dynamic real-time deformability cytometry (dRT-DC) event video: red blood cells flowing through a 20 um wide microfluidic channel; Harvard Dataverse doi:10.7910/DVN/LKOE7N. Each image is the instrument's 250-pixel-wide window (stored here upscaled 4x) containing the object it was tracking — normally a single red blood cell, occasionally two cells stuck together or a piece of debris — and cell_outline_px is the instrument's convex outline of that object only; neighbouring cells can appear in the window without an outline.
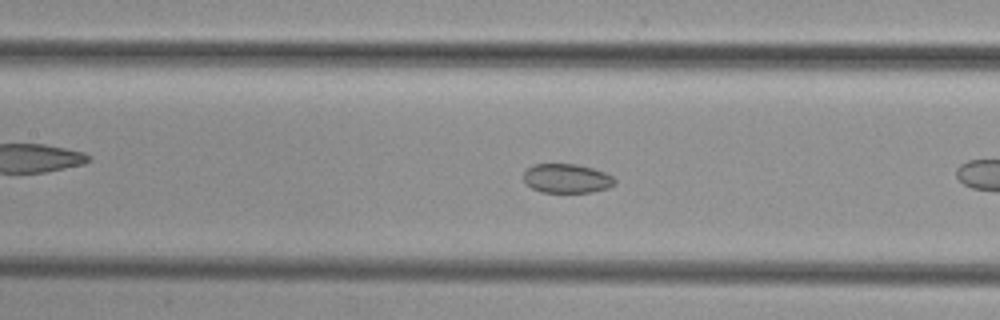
{"species": "common noctule bat (a hibernating species)", "species_latin": "Nyctalus noctula", "temperature_condition": "cold", "stored_images_in_passage": 32, "camera_frame_rate_fps": 3000, "um_per_image_px": 0.085, "animal": {"sex": "female", "body_mass_g": 29.2, "forearm_length_mm": 56.3}, "frame": {"image": 1, "passage_image": 5, "time_ms": 1.333, "image_size_px": [1000, 320], "cell_outline_px": [[616, 184], [608, 188], [592, 192], [540, 192], [532, 188], [524, 180], [524, 172], [532, 164], [576, 164], [592, 168], [604, 172], [612, 176], [616, 180]], "centroid_in_image_um": [48.19, 15.17], "position_along_channel_um": 159.2, "area_um2": 15.49}}
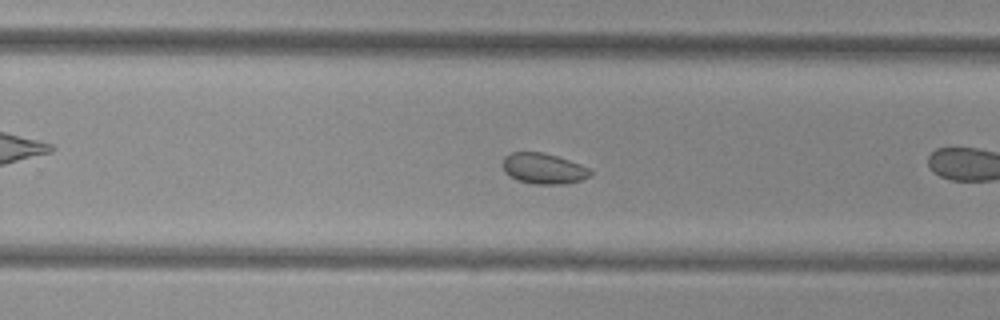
{"frame": {"image": 2, "passage_image": 14, "time_ms": 4.333, "image_size_px": [1000, 320], "cell_outline_px": [[592, 176], [580, 180], [564, 184], [532, 184], [516, 180], [508, 176], [504, 172], [504, 156], [512, 152], [540, 152], [556, 156], [580, 164], [588, 168], [592, 172]], "centroid_in_image_um": [46.18, 14.34], "position_along_channel_um": 283.6, "area_um2": 15.66}}